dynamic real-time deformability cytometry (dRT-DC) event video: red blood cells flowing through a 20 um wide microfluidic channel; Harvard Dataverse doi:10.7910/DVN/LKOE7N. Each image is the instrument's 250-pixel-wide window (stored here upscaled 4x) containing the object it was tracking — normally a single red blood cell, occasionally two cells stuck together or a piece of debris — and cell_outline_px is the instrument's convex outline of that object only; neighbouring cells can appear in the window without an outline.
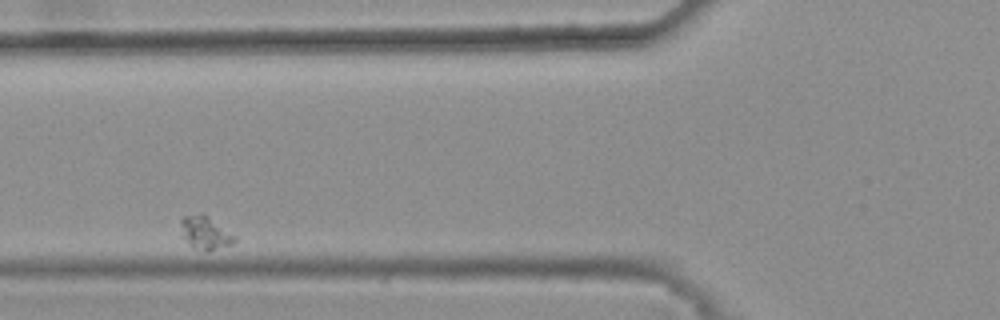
{"species": "common noctule bat (a hibernating species)", "species_latin": "Nyctalus noctula", "temperature_condition": "warm", "stored_images_in_passage": 3, "camera_frame_rate_fps": 3000, "um_per_image_px": 0.085, "animal": {"sex": "female", "body_mass_g": 25.1}, "frame": {"image": 1, "passage_image": 2, "time_ms": 0.333, "image_size_px": [1000, 320], "cell_outline_px": [[236, 240], [232, 244], [208, 252], [204, 252], [192, 244], [184, 236], [180, 224], [180, 220], [184, 216], [200, 212], [204, 212], [236, 236]], "centroid_in_image_um": [17.49, 19.75], "position_along_channel_um": 108.3, "area_um2": 10.35}}